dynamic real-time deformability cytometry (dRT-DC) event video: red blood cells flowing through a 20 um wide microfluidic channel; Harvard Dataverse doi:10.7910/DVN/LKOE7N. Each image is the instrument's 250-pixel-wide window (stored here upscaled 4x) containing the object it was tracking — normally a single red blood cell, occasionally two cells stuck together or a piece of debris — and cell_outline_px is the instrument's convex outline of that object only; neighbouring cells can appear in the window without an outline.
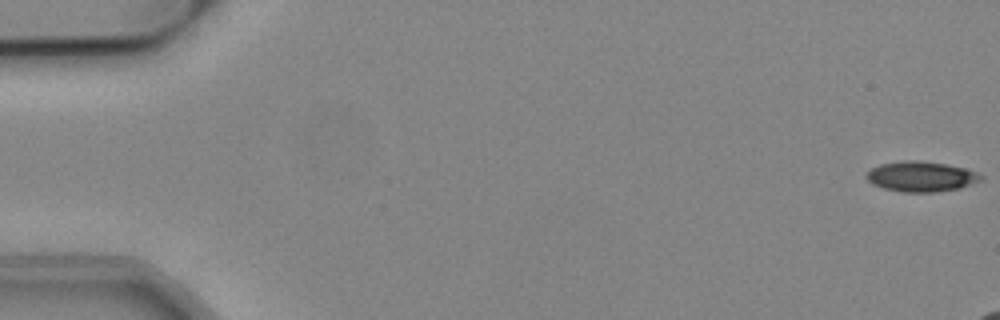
{"species": "common noctule bat (a hibernating species)", "species_latin": "Nyctalus noctula", "temperature_condition": "cold", "stored_images_in_passage": 10, "camera_frame_rate_fps": 3000, "um_per_image_px": 0.085, "animal": {"sex": "male", "body_mass_g": 19.2, "forearm_length_mm": 51.8}, "frame": {"image": 1, "passage_image": 1, "time_ms": 0.0, "image_size_px": [1000, 320], "cell_outline_px": [[984, 180], [960, 188], [936, 192], [904, 192], [884, 188], [872, 184], [864, 176], [872, 168], [880, 164], [904, 160], [916, 160], [944, 164], [968, 168], [984, 176]], "centroid_in_image_um": [78.33, 15.0], "position_along_channel_um": 6.7, "area_um2": 20.29}}